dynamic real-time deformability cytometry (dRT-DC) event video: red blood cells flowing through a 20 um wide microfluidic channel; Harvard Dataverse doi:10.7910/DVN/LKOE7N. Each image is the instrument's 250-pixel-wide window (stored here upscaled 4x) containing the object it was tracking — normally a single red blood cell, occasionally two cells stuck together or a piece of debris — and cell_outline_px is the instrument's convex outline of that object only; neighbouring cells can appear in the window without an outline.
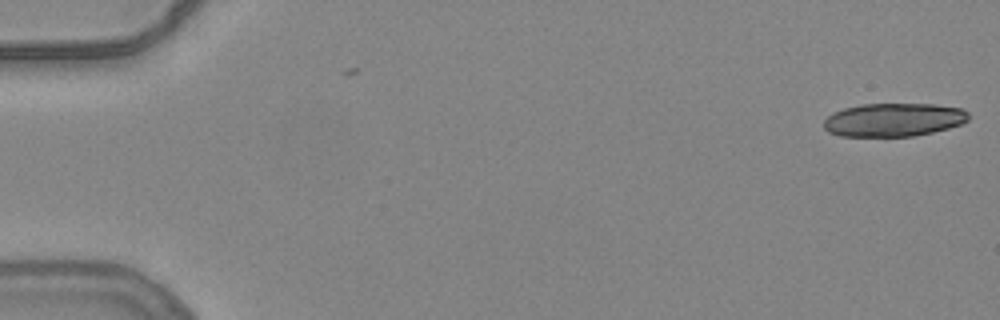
{"species": "common noctule bat (a hibernating species)", "species_latin": "Nyctalus noctula", "temperature_condition": "warm", "stored_images_in_passage": 2, "camera_frame_rate_fps": 3000, "um_per_image_px": 0.085, "animal": {"sex": "female", "body_mass_g": 24.6, "forearm_length_mm": 56.2}, "frame": {"image": 1, "passage_image": 2, "time_ms": 0.333, "image_size_px": [1000, 320], "cell_outline_px": [[968, 120], [960, 124], [948, 128], [932, 132], [912, 136], [840, 136], [828, 132], [824, 128], [824, 120], [832, 112], [844, 108], [864, 104], [932, 104], [964, 108], [968, 112]], "centroid_in_image_um": [75.95, 10.18], "position_along_channel_um": 9.1, "area_um2": 28.15}}